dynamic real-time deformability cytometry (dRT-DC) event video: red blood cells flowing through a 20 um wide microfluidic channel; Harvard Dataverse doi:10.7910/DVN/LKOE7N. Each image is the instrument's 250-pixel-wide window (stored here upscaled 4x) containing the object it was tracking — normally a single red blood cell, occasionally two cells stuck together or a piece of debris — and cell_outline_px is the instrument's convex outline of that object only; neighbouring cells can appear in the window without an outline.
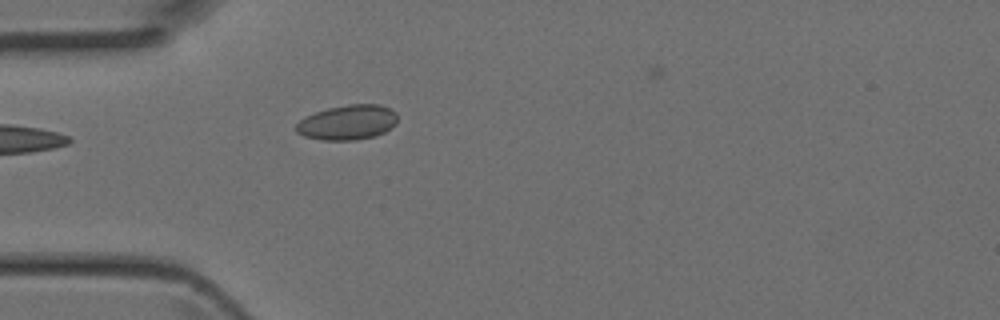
{"species": "Egyptian fruit bat (a non-hibernating species)", "species_latin": "Rousettus aegyptiacus", "temperature_condition": "room temperature", "stored_images_in_passage": 1, "camera_frame_rate_fps": 3000, "um_per_image_px": 0.085, "animal": {"sex": "female"}, "frame": {"image": 1, "passage_image": 1, "time_ms": 0.0, "image_size_px": [1000, 320], "cell_outline_px": [[396, 124], [384, 132], [376, 136], [356, 140], [320, 140], [304, 136], [296, 132], [296, 124], [304, 116], [328, 108], [348, 104], [380, 104], [396, 112]], "centroid_in_image_um": [29.53, 10.41], "position_along_channel_um": 55.5, "area_um2": 20.69}}